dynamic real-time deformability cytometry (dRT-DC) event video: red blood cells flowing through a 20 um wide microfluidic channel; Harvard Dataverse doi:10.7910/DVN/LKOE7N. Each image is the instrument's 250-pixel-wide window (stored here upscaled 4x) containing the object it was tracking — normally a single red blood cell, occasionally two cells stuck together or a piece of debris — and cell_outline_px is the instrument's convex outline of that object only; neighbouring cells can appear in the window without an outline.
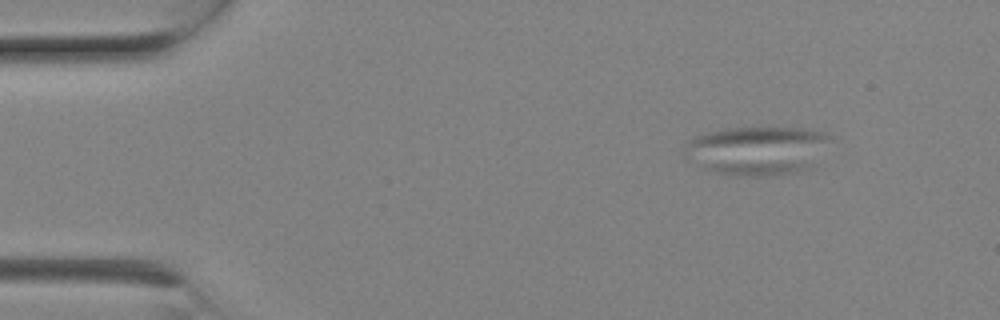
{"species": "Egyptian fruit bat (a non-hibernating species)", "species_latin": "Rousettus aegyptiacus", "temperature_condition": "room temperature", "stored_images_in_passage": 9, "camera_frame_rate_fps": 3000, "um_per_image_px": 0.085, "animal": {"sex": "female"}, "frame": {"image": 1, "passage_image": 3, "time_ms": 0.667, "image_size_px": [1000, 320], "cell_outline_px": [[832, 136], [812, 168], [804, 172], [772, 176], [732, 176], [716, 172], [704, 168], [684, 156], [684, 148], [688, 140], [696, 136], [708, 132], [724, 128], [804, 128], [828, 132]], "centroid_in_image_um": [64.39, 12.8], "position_along_channel_um": 20.6, "area_um2": 41.96}}
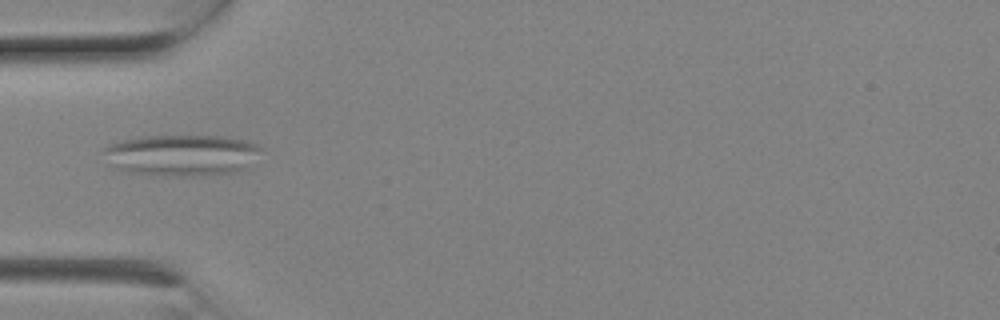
{"frame": {"image": 2, "passage_image": 7, "time_ms": 2.0, "image_size_px": [1000, 320], "cell_outline_px": [[264, 148], [244, 168], [232, 172], [192, 176], [152, 176], [120, 172], [112, 168], [104, 152], [104, 148], [112, 144], [124, 140], [144, 136], [228, 136], [260, 144]], "centroid_in_image_um": [15.41, 13.2], "position_along_channel_um": 69.6, "area_um2": 38.21}}
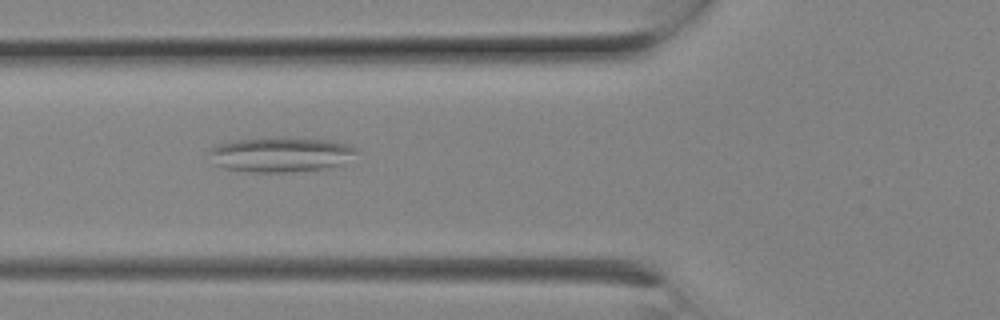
{"frame": {"image": 3, "passage_image": 8, "time_ms": 2.333, "image_size_px": [1000, 320], "cell_outline_px": [[360, 152], [344, 164], [324, 168], [292, 172], [244, 172], [224, 168], [212, 164], [208, 152], [208, 148], [220, 144], [236, 140], [328, 140], [348, 144], [356, 148]], "centroid_in_image_um": [23.85, 13.19], "position_along_channel_um": 102.0, "area_um2": 29.3}}